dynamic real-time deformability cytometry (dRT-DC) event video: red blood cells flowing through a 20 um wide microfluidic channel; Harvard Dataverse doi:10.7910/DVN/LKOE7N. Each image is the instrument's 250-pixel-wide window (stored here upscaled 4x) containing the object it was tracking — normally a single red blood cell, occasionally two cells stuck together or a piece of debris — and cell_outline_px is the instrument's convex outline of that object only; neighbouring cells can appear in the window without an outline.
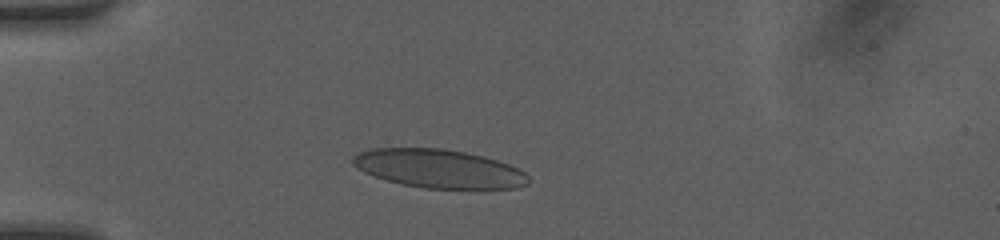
{"species": "human", "species_latin": "Homo sapiens", "temperature_condition": "room temperature", "stored_images_in_passage": 14, "camera_frame_rate_fps": 3000, "um_per_image_px": 0.085, "donor": {"sex": "female"}, "frame": {"image": 1, "passage_image": 2, "time_ms": 0.333, "image_size_px": [1000, 240], "cell_outline_px": [[528, 184], [516, 188], [424, 188], [404, 184], [388, 180], [364, 172], [356, 168], [352, 164], [352, 156], [360, 152], [372, 148], [440, 148], [464, 152], [484, 156], [508, 164], [524, 172], [528, 176]], "centroid_in_image_um": [37.28, 14.33], "position_along_channel_um": 47.7, "area_um2": 39.07}}
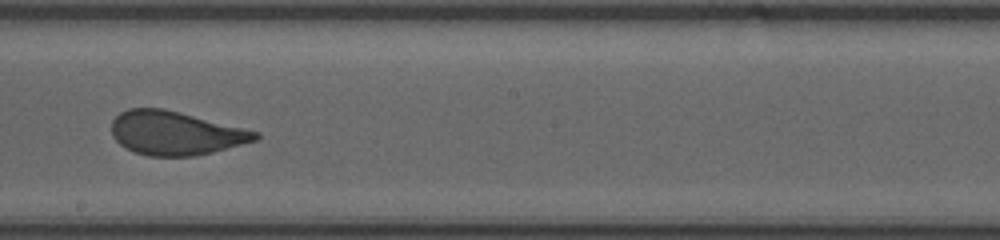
{"frame": {"image": 2, "passage_image": 7, "time_ms": 2.0, "image_size_px": [1000, 240], "cell_outline_px": [[260, 136], [256, 140], [212, 152], [192, 156], [148, 156], [124, 148], [112, 136], [112, 120], [120, 112], [128, 108], [164, 108], [260, 132]], "centroid_in_image_um": [14.88, 11.31], "position_along_channel_um": 233.3, "area_um2": 36.53}}
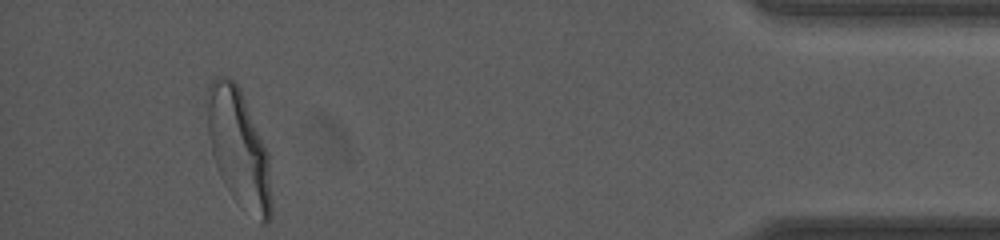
{"frame": {"image": 3, "passage_image": 13, "time_ms": 4.0, "image_size_px": [1000, 240], "cell_outline_px": [[272, 212], [268, 224], [260, 224], [232, 196], [224, 184], [216, 168], [212, 152], [208, 132], [208, 84], [216, 76], [228, 76], [240, 88], [268, 152], [272, 204]], "centroid_in_image_um": [20.31, 12.64], "position_along_channel_um": 414.9, "area_um2": 43.87}}